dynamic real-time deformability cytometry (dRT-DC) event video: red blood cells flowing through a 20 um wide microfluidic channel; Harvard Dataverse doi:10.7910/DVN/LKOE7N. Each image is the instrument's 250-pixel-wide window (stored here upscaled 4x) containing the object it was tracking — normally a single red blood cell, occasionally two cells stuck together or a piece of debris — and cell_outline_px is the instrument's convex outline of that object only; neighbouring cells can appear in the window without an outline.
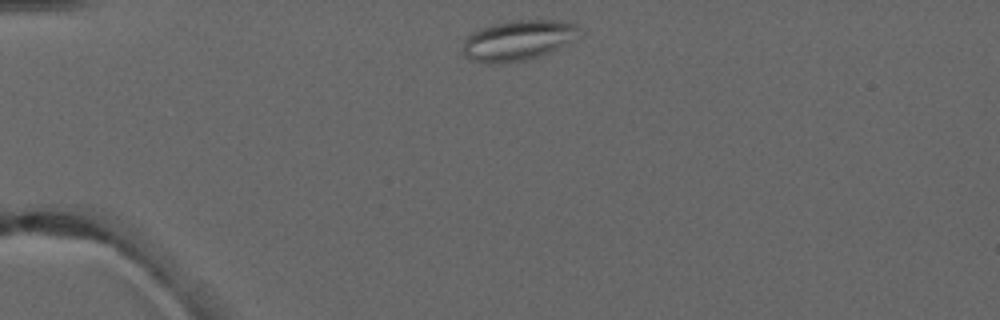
{"species": "common noctule bat (a hibernating species)", "species_latin": "Nyctalus noctula", "temperature_condition": "warm", "stored_images_in_passage": 2, "camera_frame_rate_fps": 3000, "um_per_image_px": 0.085, "animal": {"sex": "male", "forearm_length_mm": 52.5}, "frame": {"image": 1, "passage_image": 1, "time_ms": 0.0, "image_size_px": [1000, 320], "cell_outline_px": [[580, 28], [576, 40], [552, 52], [528, 60], [500, 64], [488, 64], [472, 60], [464, 56], [464, 40], [472, 32], [480, 28], [492, 24], [512, 20], [564, 20], [576, 24]], "centroid_in_image_um": [44.07, 3.43], "position_along_channel_um": 40.9, "area_um2": 27.86}}